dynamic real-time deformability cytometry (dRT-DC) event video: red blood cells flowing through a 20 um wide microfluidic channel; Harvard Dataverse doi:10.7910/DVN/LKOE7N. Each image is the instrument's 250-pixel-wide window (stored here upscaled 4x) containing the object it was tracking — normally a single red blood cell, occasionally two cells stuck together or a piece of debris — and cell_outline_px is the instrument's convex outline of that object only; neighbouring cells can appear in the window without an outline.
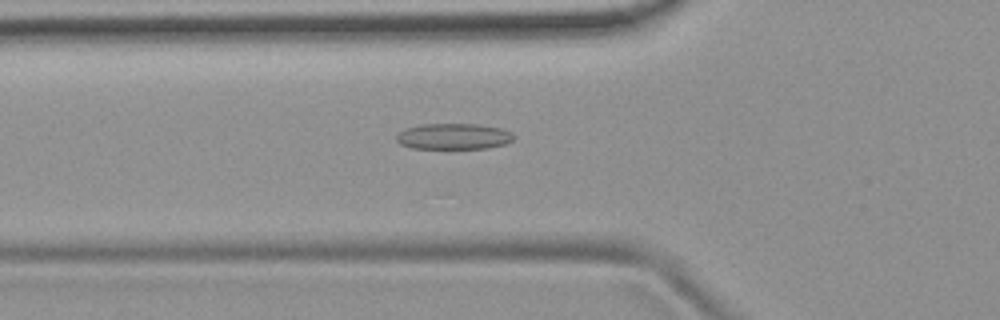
{"species": "common noctule bat (a hibernating species)", "species_latin": "Nyctalus noctula", "temperature_condition": "room temperature", "stored_images_in_passage": 53, "camera_frame_rate_fps": 3000, "um_per_image_px": 0.085, "animal": {"sex": "female", "body_mass_g": 19.9}, "frame": {"image": 1, "passage_image": 19, "time_ms": 6.0, "image_size_px": [1000, 320], "cell_outline_px": [[516, 136], [508, 144], [488, 148], [412, 148], [400, 144], [396, 140], [396, 136], [404, 128], [420, 124], [476, 124], [500, 128], [512, 132]], "centroid_in_image_um": [38.58, 11.59], "position_along_channel_um": 87.2, "area_um2": 17.86}}
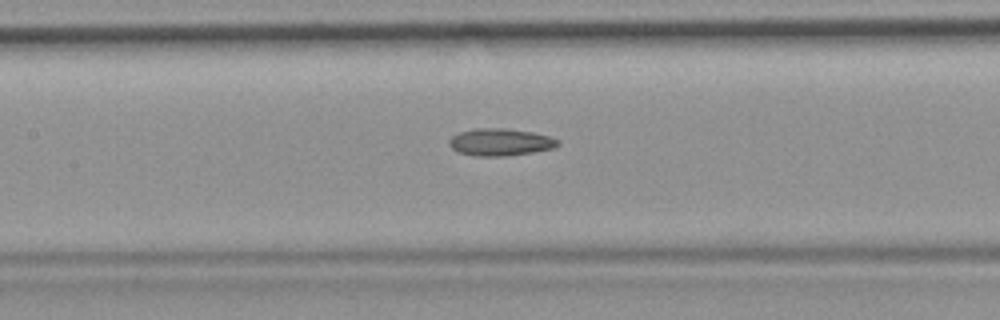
{"frame": {"image": 2, "passage_image": 25, "time_ms": 8.0, "image_size_px": [1000, 320], "cell_outline_px": [[560, 144], [552, 148], [532, 152], [504, 156], [476, 156], [460, 152], [452, 148], [448, 144], [448, 140], [452, 136], [460, 132], [476, 128], [508, 128], [532, 132], [548, 136], [560, 140]], "centroid_in_image_um": [42.52, 12.07], "position_along_channel_um": 164.9, "area_um2": 17.17}}
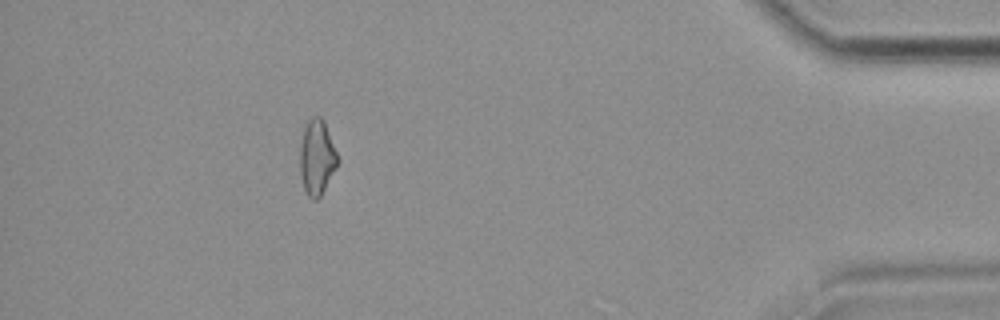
{"frame": {"image": 3, "passage_image": 48, "time_ms": 15.667, "image_size_px": [1000, 320], "cell_outline_px": [[340, 160], [336, 168], [320, 196], [316, 200], [312, 200], [308, 196], [304, 188], [300, 176], [300, 144], [304, 128], [308, 120], [312, 116], [320, 116], [324, 120]], "centroid_in_image_um": [26.94, 13.36], "position_along_channel_um": 408.3, "area_um2": 16.59}}